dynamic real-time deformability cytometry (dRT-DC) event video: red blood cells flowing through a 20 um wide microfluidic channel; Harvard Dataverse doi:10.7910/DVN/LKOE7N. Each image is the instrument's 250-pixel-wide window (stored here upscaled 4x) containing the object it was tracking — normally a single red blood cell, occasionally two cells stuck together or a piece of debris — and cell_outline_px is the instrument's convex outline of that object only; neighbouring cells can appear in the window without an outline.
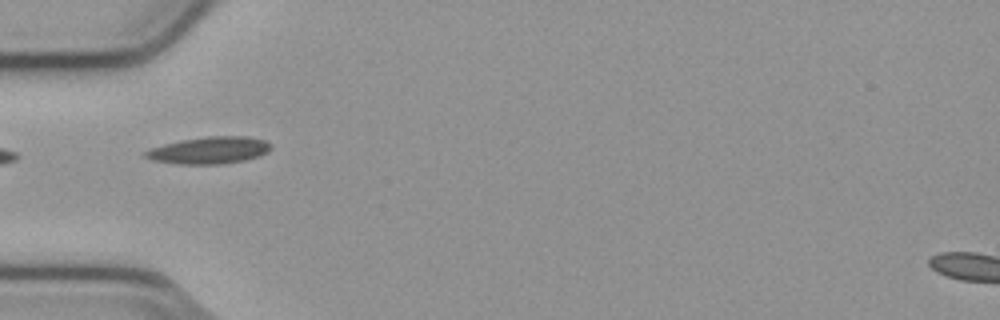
{"species": "common noctule bat (a hibernating species)", "species_latin": "Nyctalus noctula", "temperature_condition": "cold", "stored_images_in_passage": 20, "camera_frame_rate_fps": 3000, "um_per_image_px": 0.085, "animal": {"sex": "male", "body_mass_g": 23.1, "forearm_length_mm": 52.7}, "frame": {"image": 1, "passage_image": 1, "time_ms": 0.0, "image_size_px": [1000, 320], "cell_outline_px": [[272, 148], [268, 152], [260, 156], [244, 160], [220, 164], [176, 164], [152, 160], [144, 156], [144, 152], [152, 148], [164, 144], [180, 140], [208, 136], [248, 136], [264, 140], [272, 144]], "centroid_in_image_um": [17.82, 12.77], "position_along_channel_um": 67.2, "area_um2": 19.83}}
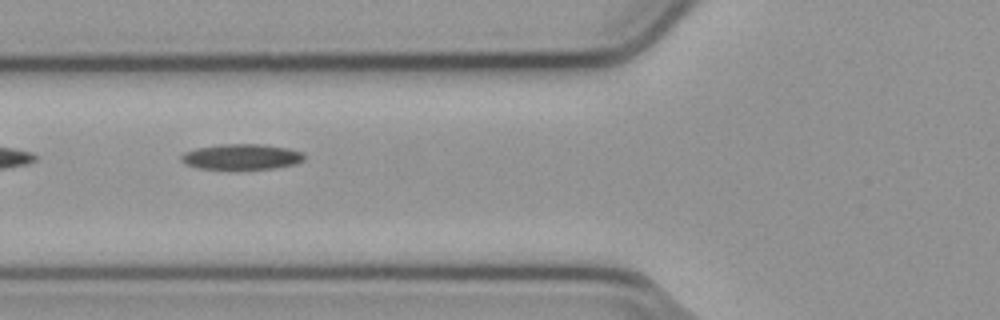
{"frame": {"image": 2, "passage_image": 4, "time_ms": 1.0, "image_size_px": [1000, 320], "cell_outline_px": [[304, 160], [296, 164], [272, 168], [236, 172], [196, 168], [180, 160], [180, 156], [184, 152], [196, 148], [220, 144], [264, 144], [288, 148], [304, 152]], "centroid_in_image_um": [20.52, 13.36], "position_along_channel_um": 105.3, "area_um2": 19.25}}
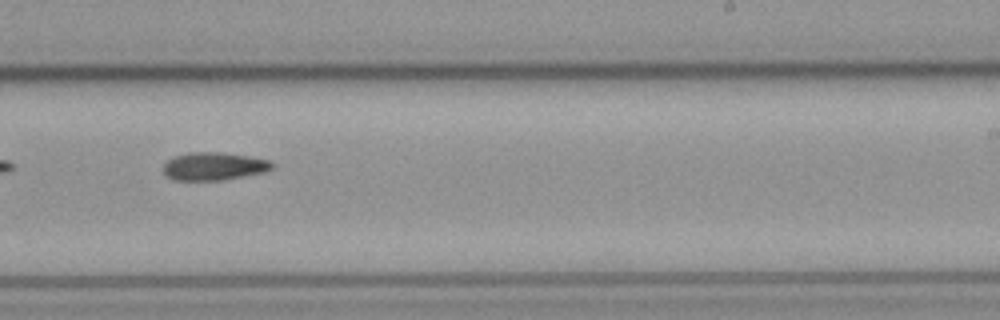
{"frame": {"image": 3, "passage_image": 17, "time_ms": 5.333, "image_size_px": [1000, 320], "cell_outline_px": [[272, 168], [264, 172], [220, 180], [172, 180], [164, 176], [164, 164], [168, 160], [176, 156], [188, 152], [220, 152], [248, 156], [272, 160]], "centroid_in_image_um": [18.15, 14.13], "position_along_channel_um": 270.8, "area_um2": 17.63}}